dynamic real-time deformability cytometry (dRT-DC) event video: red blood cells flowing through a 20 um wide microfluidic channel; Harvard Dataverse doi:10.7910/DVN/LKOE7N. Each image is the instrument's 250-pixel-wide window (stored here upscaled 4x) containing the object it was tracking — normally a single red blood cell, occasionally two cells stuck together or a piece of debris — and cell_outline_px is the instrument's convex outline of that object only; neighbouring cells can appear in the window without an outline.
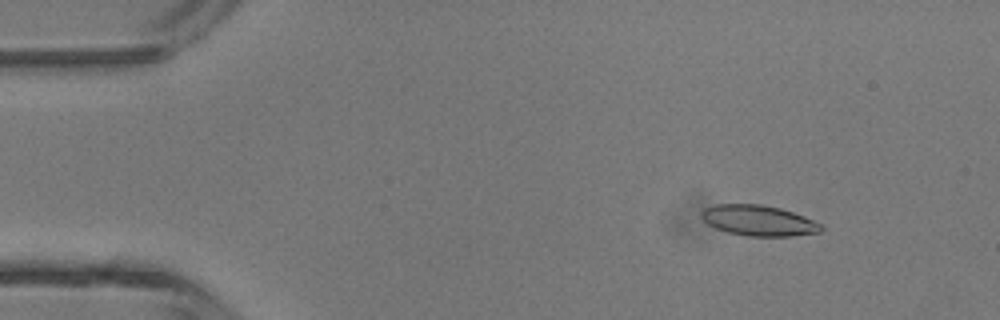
{"species": "common noctule bat (a hibernating species)", "species_latin": "Nyctalus noctula", "temperature_condition": "room temperature", "stored_images_in_passage": 5, "camera_frame_rate_fps": 3000, "um_per_image_px": 0.085, "animal": {"sex": "male", "body_mass_g": 13.3}, "frame": {"image": 1, "passage_image": 2, "time_ms": 0.333, "image_size_px": [1000, 320], "cell_outline_px": [[824, 228], [820, 232], [792, 236], [748, 236], [728, 232], [716, 228], [708, 224], [700, 216], [700, 212], [704, 208], [716, 204], [760, 204], [780, 208], [804, 216], [820, 224]], "centroid_in_image_um": [64.46, 18.74], "position_along_channel_um": 20.5, "area_um2": 21.27}}
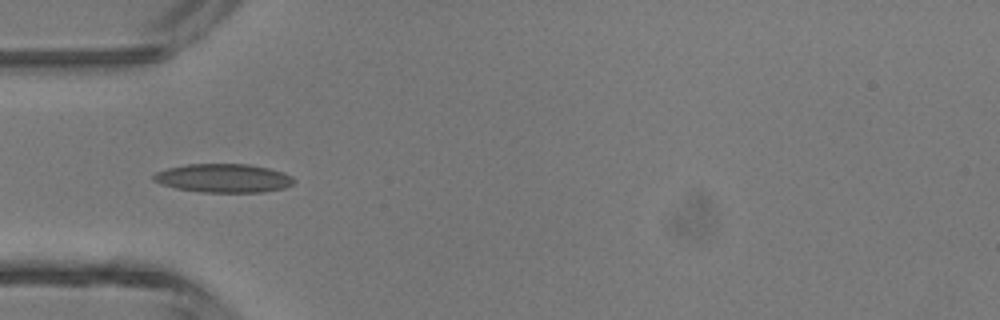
{"frame": {"image": 2, "passage_image": 4, "time_ms": 1.0, "image_size_px": [1000, 320], "cell_outline_px": [[296, 180], [292, 184], [284, 188], [264, 192], [200, 192], [176, 188], [160, 184], [152, 180], [152, 176], [156, 172], [168, 168], [188, 164], [248, 164], [268, 168], [284, 172], [292, 176]], "centroid_in_image_um": [19.0, 15.14], "position_along_channel_um": 66.0, "area_um2": 23.52}}
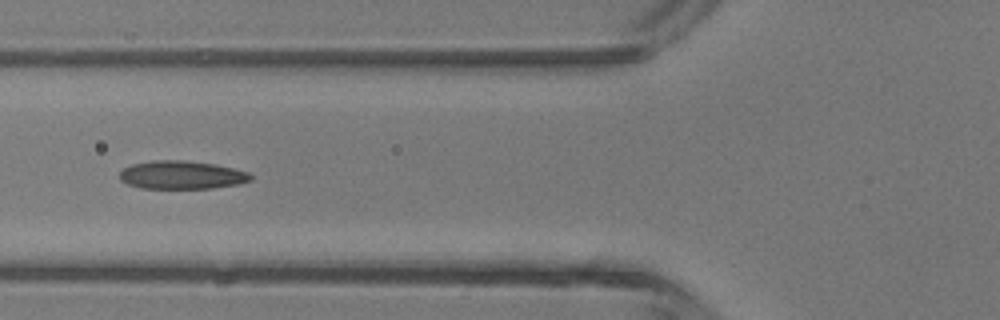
{"frame": {"image": 3, "passage_image": 5, "time_ms": 1.333, "image_size_px": [1000, 320], "cell_outline_px": [[252, 180], [240, 184], [212, 188], [140, 188], [128, 184], [120, 180], [120, 172], [124, 168], [132, 164], [152, 160], [184, 160], [216, 164], [248, 172], [252, 176]], "centroid_in_image_um": [15.45, 14.87], "position_along_channel_um": 110.3, "area_um2": 21.62}}